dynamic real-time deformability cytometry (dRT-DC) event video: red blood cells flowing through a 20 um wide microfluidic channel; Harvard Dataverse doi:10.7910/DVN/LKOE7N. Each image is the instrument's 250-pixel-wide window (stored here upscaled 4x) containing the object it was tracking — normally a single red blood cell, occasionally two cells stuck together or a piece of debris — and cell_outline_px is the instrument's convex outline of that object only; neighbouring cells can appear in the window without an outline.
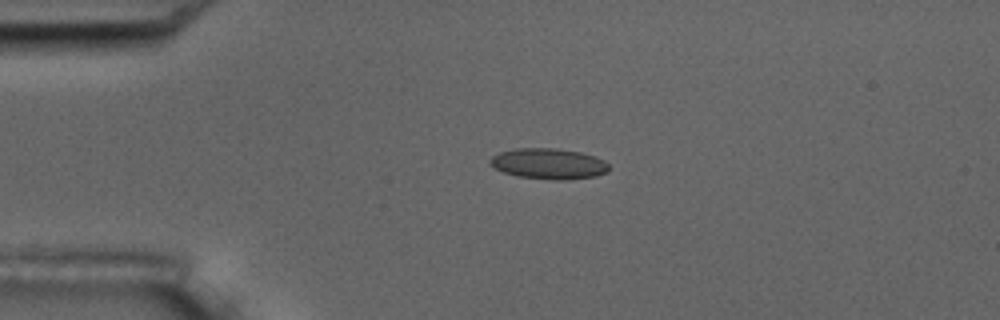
{"species": "common noctule bat (a hibernating species)", "species_latin": "Nyctalus noctula", "temperature_condition": "room temperature", "stored_images_in_passage": 3, "camera_frame_rate_fps": 3000, "um_per_image_px": 0.085, "animal": {"sex": "male", "body_mass_g": 17.5, "forearm_length_mm": 52.3}, "frame": {"image": 1, "passage_image": 2, "time_ms": 2.0, "image_size_px": [1000, 320], "cell_outline_px": [[608, 172], [596, 176], [568, 180], [556, 180], [516, 176], [504, 172], [488, 164], [488, 160], [492, 156], [500, 152], [516, 148], [556, 148], [580, 152], [596, 156], [604, 160], [608, 164]], "centroid_in_image_um": [46.64, 13.91], "position_along_channel_um": 38.4, "area_um2": 21.44}}